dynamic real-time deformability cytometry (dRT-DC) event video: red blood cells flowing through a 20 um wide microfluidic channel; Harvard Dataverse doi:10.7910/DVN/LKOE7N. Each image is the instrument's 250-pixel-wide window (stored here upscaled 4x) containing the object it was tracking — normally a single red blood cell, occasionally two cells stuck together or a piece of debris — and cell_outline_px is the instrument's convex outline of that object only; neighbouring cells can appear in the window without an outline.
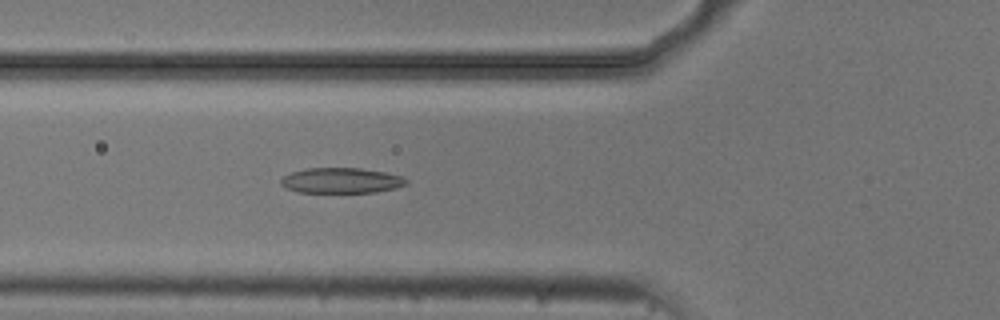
{"species": "common noctule bat (a hibernating species)", "species_latin": "Nyctalus noctula", "temperature_condition": "cold", "stored_images_in_passage": 49, "camera_frame_rate_fps": 3000, "um_per_image_px": 0.085, "animal": {"sex": "male", "body_mass_g": 20.5, "forearm_length_mm": 52.5}, "frame": {"image": 1, "passage_image": 20, "time_ms": 6.333, "image_size_px": [1000, 320], "cell_outline_px": [[408, 184], [396, 188], [376, 192], [296, 192], [284, 188], [280, 184], [280, 180], [284, 176], [292, 172], [304, 168], [360, 168], [384, 172], [400, 176], [408, 180]], "centroid_in_image_um": [28.98, 15.34], "position_along_channel_um": 96.8, "area_um2": 18.61}}
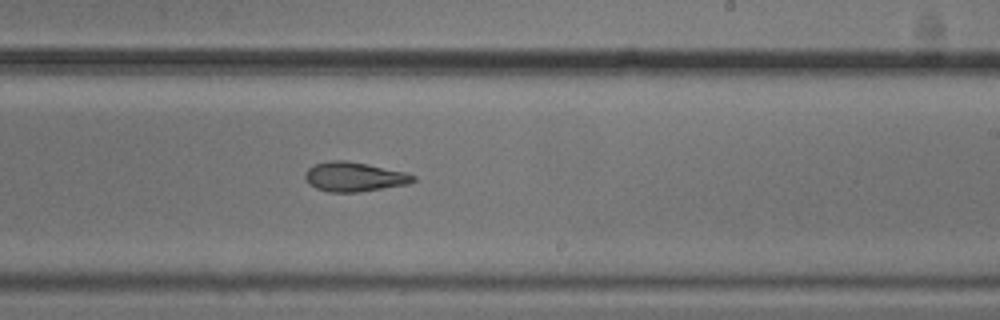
{"frame": {"image": 2, "passage_image": 33, "time_ms": 10.667, "image_size_px": [1000, 320], "cell_outline_px": [[416, 180], [408, 184], [356, 192], [328, 192], [316, 188], [308, 184], [304, 176], [304, 172], [308, 168], [316, 164], [328, 160], [344, 160], [368, 164], [404, 172], [416, 176]], "centroid_in_image_um": [30.07, 15.02], "position_along_channel_um": 258.9, "area_um2": 18.5}}
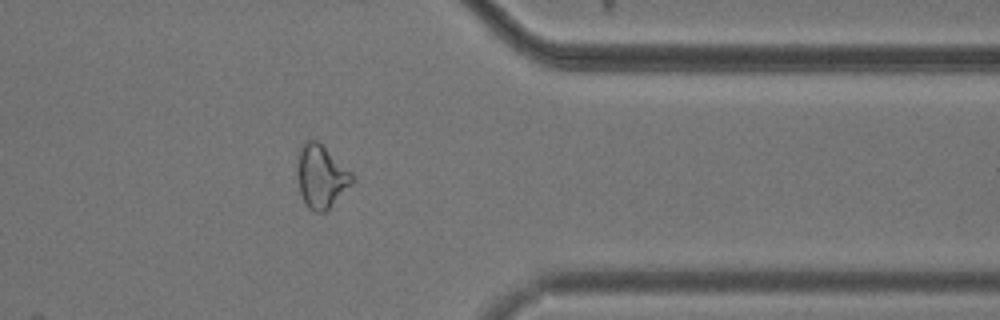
{"frame": {"image": 3, "passage_image": 44, "time_ms": 14.333, "image_size_px": [1000, 320], "cell_outline_px": [[356, 176], [352, 184], [324, 212], [316, 212], [308, 208], [300, 192], [296, 176], [296, 156], [304, 140], [316, 140], [352, 172]], "centroid_in_image_um": [27.27, 14.97], "position_along_channel_um": 384.1, "area_um2": 20.23}}